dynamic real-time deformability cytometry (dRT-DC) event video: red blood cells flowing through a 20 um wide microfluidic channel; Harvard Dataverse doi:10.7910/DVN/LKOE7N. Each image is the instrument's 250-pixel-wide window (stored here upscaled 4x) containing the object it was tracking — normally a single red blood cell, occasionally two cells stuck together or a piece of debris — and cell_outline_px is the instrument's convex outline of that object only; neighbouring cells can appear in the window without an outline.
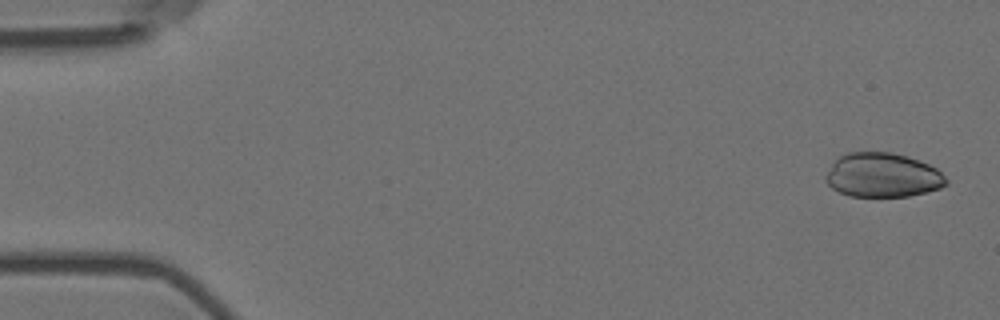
{"species": "Egyptian fruit bat (a non-hibernating species)", "species_latin": "Rousettus aegyptiacus", "temperature_condition": "room temperature", "stored_images_in_passage": 5, "camera_frame_rate_fps": 3000, "um_per_image_px": 0.085, "animal": {"sex": "female"}, "frame": {"image": 1, "passage_image": 1, "time_ms": 0.0, "image_size_px": [1000, 320], "cell_outline_px": [[948, 184], [940, 188], [908, 196], [848, 196], [832, 188], [824, 180], [824, 176], [832, 164], [840, 156], [848, 152], [892, 152], [908, 156], [928, 164], [936, 168], [948, 180]], "centroid_in_image_um": [75.01, 14.88], "position_along_channel_um": 10.0, "area_um2": 31.04}}